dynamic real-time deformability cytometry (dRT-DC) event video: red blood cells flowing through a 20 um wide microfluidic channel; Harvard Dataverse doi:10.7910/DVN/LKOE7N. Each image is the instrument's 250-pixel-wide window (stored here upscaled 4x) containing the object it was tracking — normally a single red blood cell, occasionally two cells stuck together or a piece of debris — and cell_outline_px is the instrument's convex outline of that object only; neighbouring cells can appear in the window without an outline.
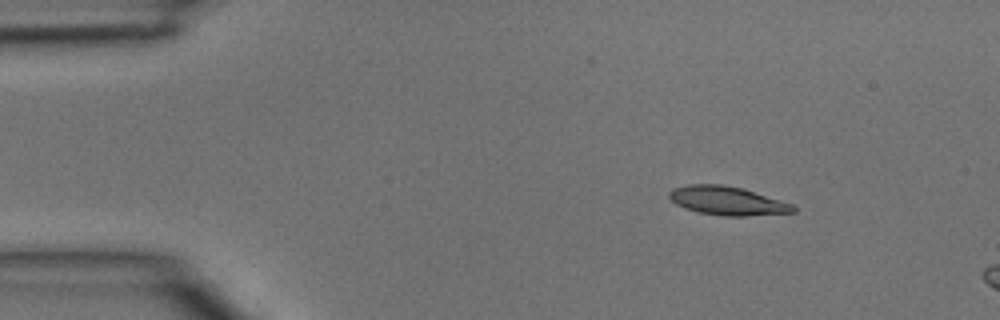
{"species": "common noctule bat (a hibernating species)", "species_latin": "Nyctalus noctula", "temperature_condition": "room temperature", "stored_images_in_passage": 3, "camera_frame_rate_fps": 3000, "um_per_image_px": 0.085, "animal": {"sex": "male", "body_mass_g": 15.6}, "frame": {"image": 1, "passage_image": 1, "time_ms": 0.0, "image_size_px": [1000, 320], "cell_outline_px": [[796, 212], [744, 216], [724, 216], [700, 212], [684, 208], [676, 204], [668, 196], [668, 192], [672, 188], [688, 184], [724, 184], [744, 188], [792, 204], [796, 208]], "centroid_in_image_um": [61.8, 17.05], "position_along_channel_um": 23.2, "area_um2": 20.81}}